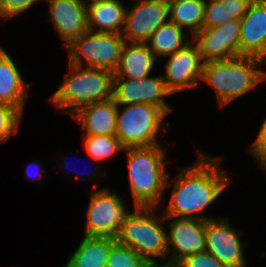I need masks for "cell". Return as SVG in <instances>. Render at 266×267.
<instances>
[{
  "label": "cell",
  "instance_id": "1",
  "mask_svg": "<svg viewBox=\"0 0 266 267\" xmlns=\"http://www.w3.org/2000/svg\"><path fill=\"white\" fill-rule=\"evenodd\" d=\"M198 160L190 167L179 169L173 183L170 200L163 215L165 220L176 218L213 219L200 215L214 203L230 184L220 160L199 152Z\"/></svg>",
  "mask_w": 266,
  "mask_h": 267
},
{
  "label": "cell",
  "instance_id": "2",
  "mask_svg": "<svg viewBox=\"0 0 266 267\" xmlns=\"http://www.w3.org/2000/svg\"><path fill=\"white\" fill-rule=\"evenodd\" d=\"M161 144L126 148L128 177L133 207H159L171 186L166 169V152Z\"/></svg>",
  "mask_w": 266,
  "mask_h": 267
},
{
  "label": "cell",
  "instance_id": "3",
  "mask_svg": "<svg viewBox=\"0 0 266 267\" xmlns=\"http://www.w3.org/2000/svg\"><path fill=\"white\" fill-rule=\"evenodd\" d=\"M70 73L49 101L63 113L75 114L84 106L113 98L114 73L105 69L69 63Z\"/></svg>",
  "mask_w": 266,
  "mask_h": 267
},
{
  "label": "cell",
  "instance_id": "4",
  "mask_svg": "<svg viewBox=\"0 0 266 267\" xmlns=\"http://www.w3.org/2000/svg\"><path fill=\"white\" fill-rule=\"evenodd\" d=\"M263 63L261 59L245 56L204 62L201 80L210 85L223 107L266 80V72L256 67Z\"/></svg>",
  "mask_w": 266,
  "mask_h": 267
},
{
  "label": "cell",
  "instance_id": "5",
  "mask_svg": "<svg viewBox=\"0 0 266 267\" xmlns=\"http://www.w3.org/2000/svg\"><path fill=\"white\" fill-rule=\"evenodd\" d=\"M157 207H134L122 222L116 241L130 246L148 263L168 256L164 215L154 213ZM155 258V259H154Z\"/></svg>",
  "mask_w": 266,
  "mask_h": 267
},
{
  "label": "cell",
  "instance_id": "6",
  "mask_svg": "<svg viewBox=\"0 0 266 267\" xmlns=\"http://www.w3.org/2000/svg\"><path fill=\"white\" fill-rule=\"evenodd\" d=\"M164 117L160 108L150 104L117 105L115 136L125 148L158 145V131L170 126Z\"/></svg>",
  "mask_w": 266,
  "mask_h": 267
},
{
  "label": "cell",
  "instance_id": "7",
  "mask_svg": "<svg viewBox=\"0 0 266 267\" xmlns=\"http://www.w3.org/2000/svg\"><path fill=\"white\" fill-rule=\"evenodd\" d=\"M124 43L125 39L121 34L88 30L65 48L70 64L105 69L114 73Z\"/></svg>",
  "mask_w": 266,
  "mask_h": 267
},
{
  "label": "cell",
  "instance_id": "8",
  "mask_svg": "<svg viewBox=\"0 0 266 267\" xmlns=\"http://www.w3.org/2000/svg\"><path fill=\"white\" fill-rule=\"evenodd\" d=\"M118 193L107 187L91 191L87 208L85 236L116 238L125 217L130 213Z\"/></svg>",
  "mask_w": 266,
  "mask_h": 267
},
{
  "label": "cell",
  "instance_id": "9",
  "mask_svg": "<svg viewBox=\"0 0 266 267\" xmlns=\"http://www.w3.org/2000/svg\"><path fill=\"white\" fill-rule=\"evenodd\" d=\"M227 217H218L205 221V251L216 257L226 267H247L242 231H236Z\"/></svg>",
  "mask_w": 266,
  "mask_h": 267
},
{
  "label": "cell",
  "instance_id": "10",
  "mask_svg": "<svg viewBox=\"0 0 266 267\" xmlns=\"http://www.w3.org/2000/svg\"><path fill=\"white\" fill-rule=\"evenodd\" d=\"M169 21L167 0H136L126 9L121 36L125 42L146 43L154 31Z\"/></svg>",
  "mask_w": 266,
  "mask_h": 267
},
{
  "label": "cell",
  "instance_id": "11",
  "mask_svg": "<svg viewBox=\"0 0 266 267\" xmlns=\"http://www.w3.org/2000/svg\"><path fill=\"white\" fill-rule=\"evenodd\" d=\"M170 95L173 94L167 89L162 76H147L140 80L113 79V99L117 105L146 103L169 115L172 107L164 97Z\"/></svg>",
  "mask_w": 266,
  "mask_h": 267
},
{
  "label": "cell",
  "instance_id": "12",
  "mask_svg": "<svg viewBox=\"0 0 266 267\" xmlns=\"http://www.w3.org/2000/svg\"><path fill=\"white\" fill-rule=\"evenodd\" d=\"M166 57L169 59L165 63V74L162 77L172 94L198 86L204 62L193 40L183 49Z\"/></svg>",
  "mask_w": 266,
  "mask_h": 267
},
{
  "label": "cell",
  "instance_id": "13",
  "mask_svg": "<svg viewBox=\"0 0 266 267\" xmlns=\"http://www.w3.org/2000/svg\"><path fill=\"white\" fill-rule=\"evenodd\" d=\"M240 20L233 19L213 28H202L193 38L203 62L239 57Z\"/></svg>",
  "mask_w": 266,
  "mask_h": 267
},
{
  "label": "cell",
  "instance_id": "14",
  "mask_svg": "<svg viewBox=\"0 0 266 267\" xmlns=\"http://www.w3.org/2000/svg\"><path fill=\"white\" fill-rule=\"evenodd\" d=\"M171 221L167 231L168 262L177 264L184 257L204 252L205 221L201 219L176 218Z\"/></svg>",
  "mask_w": 266,
  "mask_h": 267
},
{
  "label": "cell",
  "instance_id": "15",
  "mask_svg": "<svg viewBox=\"0 0 266 267\" xmlns=\"http://www.w3.org/2000/svg\"><path fill=\"white\" fill-rule=\"evenodd\" d=\"M49 18L64 48L88 29L85 0H47Z\"/></svg>",
  "mask_w": 266,
  "mask_h": 267
},
{
  "label": "cell",
  "instance_id": "16",
  "mask_svg": "<svg viewBox=\"0 0 266 267\" xmlns=\"http://www.w3.org/2000/svg\"><path fill=\"white\" fill-rule=\"evenodd\" d=\"M239 56L254 57L266 63V7L252 0L240 19Z\"/></svg>",
  "mask_w": 266,
  "mask_h": 267
},
{
  "label": "cell",
  "instance_id": "17",
  "mask_svg": "<svg viewBox=\"0 0 266 267\" xmlns=\"http://www.w3.org/2000/svg\"><path fill=\"white\" fill-rule=\"evenodd\" d=\"M71 117L85 135H116L117 104L113 98L84 106Z\"/></svg>",
  "mask_w": 266,
  "mask_h": 267
},
{
  "label": "cell",
  "instance_id": "18",
  "mask_svg": "<svg viewBox=\"0 0 266 267\" xmlns=\"http://www.w3.org/2000/svg\"><path fill=\"white\" fill-rule=\"evenodd\" d=\"M156 58L146 43L125 42L113 79L140 80L150 75Z\"/></svg>",
  "mask_w": 266,
  "mask_h": 267
},
{
  "label": "cell",
  "instance_id": "19",
  "mask_svg": "<svg viewBox=\"0 0 266 267\" xmlns=\"http://www.w3.org/2000/svg\"><path fill=\"white\" fill-rule=\"evenodd\" d=\"M122 3L120 0H86L88 29L121 34L127 9Z\"/></svg>",
  "mask_w": 266,
  "mask_h": 267
},
{
  "label": "cell",
  "instance_id": "20",
  "mask_svg": "<svg viewBox=\"0 0 266 267\" xmlns=\"http://www.w3.org/2000/svg\"><path fill=\"white\" fill-rule=\"evenodd\" d=\"M9 55L5 52L0 56V103L16 108L23 115L30 85Z\"/></svg>",
  "mask_w": 266,
  "mask_h": 267
},
{
  "label": "cell",
  "instance_id": "21",
  "mask_svg": "<svg viewBox=\"0 0 266 267\" xmlns=\"http://www.w3.org/2000/svg\"><path fill=\"white\" fill-rule=\"evenodd\" d=\"M116 238L84 236L65 267H104Z\"/></svg>",
  "mask_w": 266,
  "mask_h": 267
},
{
  "label": "cell",
  "instance_id": "22",
  "mask_svg": "<svg viewBox=\"0 0 266 267\" xmlns=\"http://www.w3.org/2000/svg\"><path fill=\"white\" fill-rule=\"evenodd\" d=\"M184 29L170 20L158 27L146 42L148 48L153 52L155 58L169 56L183 49L191 42Z\"/></svg>",
  "mask_w": 266,
  "mask_h": 267
},
{
  "label": "cell",
  "instance_id": "23",
  "mask_svg": "<svg viewBox=\"0 0 266 267\" xmlns=\"http://www.w3.org/2000/svg\"><path fill=\"white\" fill-rule=\"evenodd\" d=\"M167 2L169 20L182 29L189 28L193 38L202 29L206 0H167Z\"/></svg>",
  "mask_w": 266,
  "mask_h": 267
},
{
  "label": "cell",
  "instance_id": "24",
  "mask_svg": "<svg viewBox=\"0 0 266 267\" xmlns=\"http://www.w3.org/2000/svg\"><path fill=\"white\" fill-rule=\"evenodd\" d=\"M252 0H206L202 28H213L229 20H240Z\"/></svg>",
  "mask_w": 266,
  "mask_h": 267
},
{
  "label": "cell",
  "instance_id": "25",
  "mask_svg": "<svg viewBox=\"0 0 266 267\" xmlns=\"http://www.w3.org/2000/svg\"><path fill=\"white\" fill-rule=\"evenodd\" d=\"M83 145L91 160L98 162L126 149L115 135H85Z\"/></svg>",
  "mask_w": 266,
  "mask_h": 267
},
{
  "label": "cell",
  "instance_id": "26",
  "mask_svg": "<svg viewBox=\"0 0 266 267\" xmlns=\"http://www.w3.org/2000/svg\"><path fill=\"white\" fill-rule=\"evenodd\" d=\"M148 262L130 246L117 241L112 245L108 257L109 267H145Z\"/></svg>",
  "mask_w": 266,
  "mask_h": 267
},
{
  "label": "cell",
  "instance_id": "27",
  "mask_svg": "<svg viewBox=\"0 0 266 267\" xmlns=\"http://www.w3.org/2000/svg\"><path fill=\"white\" fill-rule=\"evenodd\" d=\"M22 116L16 108L0 103V144L18 132Z\"/></svg>",
  "mask_w": 266,
  "mask_h": 267
},
{
  "label": "cell",
  "instance_id": "28",
  "mask_svg": "<svg viewBox=\"0 0 266 267\" xmlns=\"http://www.w3.org/2000/svg\"><path fill=\"white\" fill-rule=\"evenodd\" d=\"M176 265L177 267H226L207 251L188 255Z\"/></svg>",
  "mask_w": 266,
  "mask_h": 267
},
{
  "label": "cell",
  "instance_id": "29",
  "mask_svg": "<svg viewBox=\"0 0 266 267\" xmlns=\"http://www.w3.org/2000/svg\"><path fill=\"white\" fill-rule=\"evenodd\" d=\"M38 1L39 0H0V17L5 18V20L16 18Z\"/></svg>",
  "mask_w": 266,
  "mask_h": 267
},
{
  "label": "cell",
  "instance_id": "30",
  "mask_svg": "<svg viewBox=\"0 0 266 267\" xmlns=\"http://www.w3.org/2000/svg\"><path fill=\"white\" fill-rule=\"evenodd\" d=\"M259 129L255 141L249 148V152L257 159L262 171L266 172V117Z\"/></svg>",
  "mask_w": 266,
  "mask_h": 267
},
{
  "label": "cell",
  "instance_id": "31",
  "mask_svg": "<svg viewBox=\"0 0 266 267\" xmlns=\"http://www.w3.org/2000/svg\"><path fill=\"white\" fill-rule=\"evenodd\" d=\"M34 164H37V167L39 166V167H38V172H37L38 175L36 174V175H37L36 177H38V178L33 177L32 174H30V172H28V169H29V168H26V169H25V170H26V173H25V174H26V178H27V180H28V179H29V180L32 179L33 181H34V180H41V179L43 180V178H42V177H43V175H42V173H43V169L40 167V166H42L41 163H38V162L35 161L34 163H32V165H34Z\"/></svg>",
  "mask_w": 266,
  "mask_h": 267
},
{
  "label": "cell",
  "instance_id": "32",
  "mask_svg": "<svg viewBox=\"0 0 266 267\" xmlns=\"http://www.w3.org/2000/svg\"><path fill=\"white\" fill-rule=\"evenodd\" d=\"M145 267H177V265L167 261L163 265H160L158 262H151L148 263Z\"/></svg>",
  "mask_w": 266,
  "mask_h": 267
},
{
  "label": "cell",
  "instance_id": "33",
  "mask_svg": "<svg viewBox=\"0 0 266 267\" xmlns=\"http://www.w3.org/2000/svg\"><path fill=\"white\" fill-rule=\"evenodd\" d=\"M64 162L66 163L65 160H64ZM66 164H67V163H66ZM66 164H65V165H66ZM66 167H67V165H66ZM66 167H64V168H65V169H64V173H66V171H67V168H66ZM65 170H66V171H65ZM72 171H73V170H72ZM75 173H76V175H77L78 172L76 171ZM79 174L81 175L82 173H78V176H77V177H79ZM90 174H91V173H90ZM84 175H85V174H84ZM84 175H83V176H84ZM81 176H82V175H81ZM86 176L88 177L89 174H86Z\"/></svg>",
  "mask_w": 266,
  "mask_h": 267
},
{
  "label": "cell",
  "instance_id": "34",
  "mask_svg": "<svg viewBox=\"0 0 266 267\" xmlns=\"http://www.w3.org/2000/svg\"><path fill=\"white\" fill-rule=\"evenodd\" d=\"M257 1H259L263 6L266 7V0H257Z\"/></svg>",
  "mask_w": 266,
  "mask_h": 267
},
{
  "label": "cell",
  "instance_id": "35",
  "mask_svg": "<svg viewBox=\"0 0 266 267\" xmlns=\"http://www.w3.org/2000/svg\"><path fill=\"white\" fill-rule=\"evenodd\" d=\"M5 52H6L5 49L3 47H0V56Z\"/></svg>",
  "mask_w": 266,
  "mask_h": 267
}]
</instances>
